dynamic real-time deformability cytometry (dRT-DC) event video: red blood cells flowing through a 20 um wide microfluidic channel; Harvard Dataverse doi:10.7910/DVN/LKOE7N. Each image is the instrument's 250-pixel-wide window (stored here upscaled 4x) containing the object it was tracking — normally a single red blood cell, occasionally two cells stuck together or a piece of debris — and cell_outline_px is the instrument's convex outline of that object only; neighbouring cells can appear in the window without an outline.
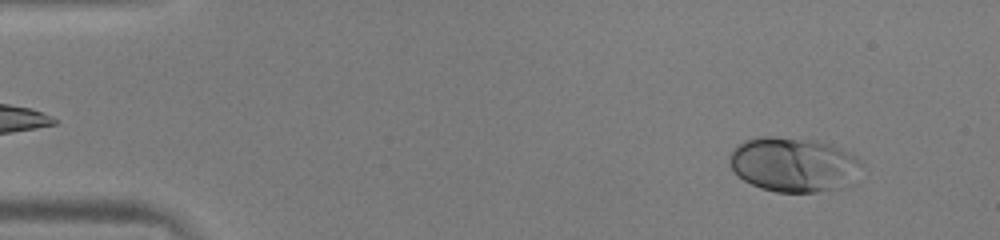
{"species": "human", "species_latin": "Homo sapiens", "temperature_condition": "warm", "stored_images_in_passage": 50, "camera_frame_rate_fps": 3000, "um_per_image_px": 0.085, "donor": {"sex": "male"}, "frame": {"image": 1, "passage_image": 4, "time_ms": 1.0, "image_size_px": [1000, 240], "cell_outline_px": [[864, 164], [856, 184], [840, 188], [816, 192], [776, 192], [760, 188], [744, 180], [732, 168], [728, 160], [728, 156], [744, 140], [760, 136], [772, 136], [816, 140], [832, 144], [848, 152], [860, 160]], "centroid_in_image_um": [67.54, 14.0], "position_along_channel_um": 17.5, "area_um2": 42.6}}
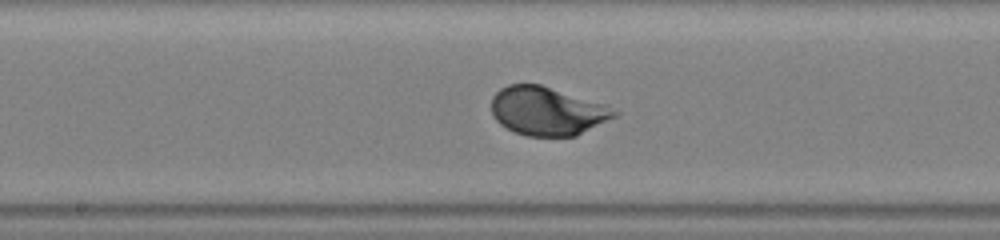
{"frame": {"image": 2, "passage_image": 26, "time_ms": 8.333, "image_size_px": [1000, 240], "cell_outline_px": [[620, 112], [616, 116], [576, 136], [528, 136], [516, 132], [500, 124], [496, 120], [492, 112], [492, 96], [500, 88], [508, 84], [540, 84], [604, 104]], "centroid_in_image_um": [46.5, 9.43], "position_along_channel_um": 201.7, "area_um2": 34.51}}
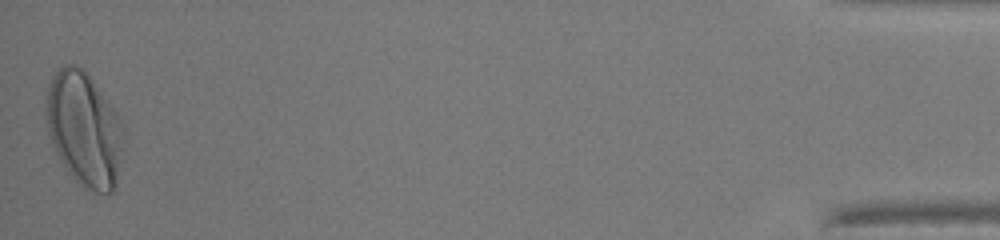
{"frame": {"image": 3, "passage_image": 50, "time_ms": 16.333, "image_size_px": [1000, 240], "cell_outline_px": [[120, 156], [116, 184], [112, 192], [96, 192], [84, 188], [68, 172], [60, 160], [48, 136], [44, 116], [48, 84], [52, 76], [64, 64], [76, 64], [84, 68], [116, 112], [120, 120]], "centroid_in_image_um": [7.08, 10.93], "position_along_channel_um": 428.1, "area_um2": 51.1}, "authors_computed_cell_mechanics": {"area_um2": 35.0557, "velocity_mm_per_s": 3.9869, "shape_relaxation_time_tau1_ms": 2.2838, "shape_relaxation_time_tau2_ms": null, "deformation_change_tau1": 0.1561, "deformation_change_tau2": null}}